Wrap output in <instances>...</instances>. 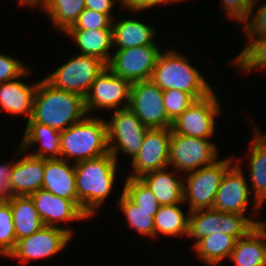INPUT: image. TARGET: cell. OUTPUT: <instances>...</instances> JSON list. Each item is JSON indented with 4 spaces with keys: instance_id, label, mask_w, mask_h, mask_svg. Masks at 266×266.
Segmentation results:
<instances>
[{
    "instance_id": "obj_1",
    "label": "cell",
    "mask_w": 266,
    "mask_h": 266,
    "mask_svg": "<svg viewBox=\"0 0 266 266\" xmlns=\"http://www.w3.org/2000/svg\"><path fill=\"white\" fill-rule=\"evenodd\" d=\"M118 164L110 152L74 163L78 206L90 219L113 193L118 177Z\"/></svg>"
},
{
    "instance_id": "obj_2",
    "label": "cell",
    "mask_w": 266,
    "mask_h": 266,
    "mask_svg": "<svg viewBox=\"0 0 266 266\" xmlns=\"http://www.w3.org/2000/svg\"><path fill=\"white\" fill-rule=\"evenodd\" d=\"M87 115L83 96L57 89L44 78L38 80L33 112L28 122H36L58 131L79 122Z\"/></svg>"
},
{
    "instance_id": "obj_3",
    "label": "cell",
    "mask_w": 266,
    "mask_h": 266,
    "mask_svg": "<svg viewBox=\"0 0 266 266\" xmlns=\"http://www.w3.org/2000/svg\"><path fill=\"white\" fill-rule=\"evenodd\" d=\"M182 53L173 49V46L171 50L161 51L150 80L163 91L182 90L196 100L208 96L214 89L208 83L207 77Z\"/></svg>"
},
{
    "instance_id": "obj_4",
    "label": "cell",
    "mask_w": 266,
    "mask_h": 266,
    "mask_svg": "<svg viewBox=\"0 0 266 266\" xmlns=\"http://www.w3.org/2000/svg\"><path fill=\"white\" fill-rule=\"evenodd\" d=\"M61 158L77 163L109 153L106 119L86 115L61 131Z\"/></svg>"
},
{
    "instance_id": "obj_5",
    "label": "cell",
    "mask_w": 266,
    "mask_h": 266,
    "mask_svg": "<svg viewBox=\"0 0 266 266\" xmlns=\"http://www.w3.org/2000/svg\"><path fill=\"white\" fill-rule=\"evenodd\" d=\"M235 164V157L217 160L212 165L183 174V203L188 211L211 209L225 173Z\"/></svg>"
},
{
    "instance_id": "obj_6",
    "label": "cell",
    "mask_w": 266,
    "mask_h": 266,
    "mask_svg": "<svg viewBox=\"0 0 266 266\" xmlns=\"http://www.w3.org/2000/svg\"><path fill=\"white\" fill-rule=\"evenodd\" d=\"M241 162V158L235 159V164L225 173L212 208L217 211L247 215V218L255 225L257 221L255 217L259 215L263 207L250 191ZM248 208H250L249 213L251 212L249 215L247 214Z\"/></svg>"
},
{
    "instance_id": "obj_7",
    "label": "cell",
    "mask_w": 266,
    "mask_h": 266,
    "mask_svg": "<svg viewBox=\"0 0 266 266\" xmlns=\"http://www.w3.org/2000/svg\"><path fill=\"white\" fill-rule=\"evenodd\" d=\"M106 66L97 57L77 53L43 78L57 89L77 93L85 98L92 83Z\"/></svg>"
},
{
    "instance_id": "obj_8",
    "label": "cell",
    "mask_w": 266,
    "mask_h": 266,
    "mask_svg": "<svg viewBox=\"0 0 266 266\" xmlns=\"http://www.w3.org/2000/svg\"><path fill=\"white\" fill-rule=\"evenodd\" d=\"M212 139L180 135L172 131L169 144V167L189 173L212 165L219 160L216 143Z\"/></svg>"
},
{
    "instance_id": "obj_9",
    "label": "cell",
    "mask_w": 266,
    "mask_h": 266,
    "mask_svg": "<svg viewBox=\"0 0 266 266\" xmlns=\"http://www.w3.org/2000/svg\"><path fill=\"white\" fill-rule=\"evenodd\" d=\"M255 225L247 216L211 209H200L189 212L187 238L194 240L192 247L202 238L216 233L235 237L245 236Z\"/></svg>"
},
{
    "instance_id": "obj_10",
    "label": "cell",
    "mask_w": 266,
    "mask_h": 266,
    "mask_svg": "<svg viewBox=\"0 0 266 266\" xmlns=\"http://www.w3.org/2000/svg\"><path fill=\"white\" fill-rule=\"evenodd\" d=\"M106 124L109 152L117 162L119 152L132 160L139 152L149 128L129 108L115 110Z\"/></svg>"
},
{
    "instance_id": "obj_11",
    "label": "cell",
    "mask_w": 266,
    "mask_h": 266,
    "mask_svg": "<svg viewBox=\"0 0 266 266\" xmlns=\"http://www.w3.org/2000/svg\"><path fill=\"white\" fill-rule=\"evenodd\" d=\"M215 92L214 90L208 96L194 101L172 123V131L180 135L212 139L216 134L217 118L223 111Z\"/></svg>"
},
{
    "instance_id": "obj_12",
    "label": "cell",
    "mask_w": 266,
    "mask_h": 266,
    "mask_svg": "<svg viewBox=\"0 0 266 266\" xmlns=\"http://www.w3.org/2000/svg\"><path fill=\"white\" fill-rule=\"evenodd\" d=\"M132 83L116 76L107 66L92 83L85 99L87 115L97 110H120L129 106ZM95 110V111H93ZM92 112V113H91Z\"/></svg>"
},
{
    "instance_id": "obj_13",
    "label": "cell",
    "mask_w": 266,
    "mask_h": 266,
    "mask_svg": "<svg viewBox=\"0 0 266 266\" xmlns=\"http://www.w3.org/2000/svg\"><path fill=\"white\" fill-rule=\"evenodd\" d=\"M73 237L65 230L57 227L43 226L29 237L17 240L9 258L17 259L19 264H27L35 260L51 259L68 247Z\"/></svg>"
},
{
    "instance_id": "obj_14",
    "label": "cell",
    "mask_w": 266,
    "mask_h": 266,
    "mask_svg": "<svg viewBox=\"0 0 266 266\" xmlns=\"http://www.w3.org/2000/svg\"><path fill=\"white\" fill-rule=\"evenodd\" d=\"M158 43L128 49H114L107 67L131 83L150 80L161 48Z\"/></svg>"
},
{
    "instance_id": "obj_15",
    "label": "cell",
    "mask_w": 266,
    "mask_h": 266,
    "mask_svg": "<svg viewBox=\"0 0 266 266\" xmlns=\"http://www.w3.org/2000/svg\"><path fill=\"white\" fill-rule=\"evenodd\" d=\"M128 108L149 129L172 127L163 104V90L151 80L132 83Z\"/></svg>"
},
{
    "instance_id": "obj_16",
    "label": "cell",
    "mask_w": 266,
    "mask_h": 266,
    "mask_svg": "<svg viewBox=\"0 0 266 266\" xmlns=\"http://www.w3.org/2000/svg\"><path fill=\"white\" fill-rule=\"evenodd\" d=\"M29 196L44 226L61 228L74 237V229L67 225L73 221L90 220L89 216L72 200L56 196L44 189H39ZM63 223L66 225L61 226Z\"/></svg>"
},
{
    "instance_id": "obj_17",
    "label": "cell",
    "mask_w": 266,
    "mask_h": 266,
    "mask_svg": "<svg viewBox=\"0 0 266 266\" xmlns=\"http://www.w3.org/2000/svg\"><path fill=\"white\" fill-rule=\"evenodd\" d=\"M171 128L148 129L137 155L130 161L126 177L139 178L143 174L169 166V144Z\"/></svg>"
},
{
    "instance_id": "obj_18",
    "label": "cell",
    "mask_w": 266,
    "mask_h": 266,
    "mask_svg": "<svg viewBox=\"0 0 266 266\" xmlns=\"http://www.w3.org/2000/svg\"><path fill=\"white\" fill-rule=\"evenodd\" d=\"M10 183L13 196L31 195L42 189L45 159L35 157L17 146ZM25 154V155H22ZM21 155V156H19ZM19 159H18V158Z\"/></svg>"
},
{
    "instance_id": "obj_19",
    "label": "cell",
    "mask_w": 266,
    "mask_h": 266,
    "mask_svg": "<svg viewBox=\"0 0 266 266\" xmlns=\"http://www.w3.org/2000/svg\"><path fill=\"white\" fill-rule=\"evenodd\" d=\"M32 72L29 68L18 78L0 84V111L11 115H24L27 122L33 112V100L38 81L25 83L24 80ZM24 78V79H23Z\"/></svg>"
},
{
    "instance_id": "obj_20",
    "label": "cell",
    "mask_w": 266,
    "mask_h": 266,
    "mask_svg": "<svg viewBox=\"0 0 266 266\" xmlns=\"http://www.w3.org/2000/svg\"><path fill=\"white\" fill-rule=\"evenodd\" d=\"M252 129L250 151H247L250 152L247 154L250 169L247 178L253 197L263 207L266 203V133L263 134L257 124Z\"/></svg>"
},
{
    "instance_id": "obj_21",
    "label": "cell",
    "mask_w": 266,
    "mask_h": 266,
    "mask_svg": "<svg viewBox=\"0 0 266 266\" xmlns=\"http://www.w3.org/2000/svg\"><path fill=\"white\" fill-rule=\"evenodd\" d=\"M42 189L78 205L74 163L62 158L45 159Z\"/></svg>"
},
{
    "instance_id": "obj_22",
    "label": "cell",
    "mask_w": 266,
    "mask_h": 266,
    "mask_svg": "<svg viewBox=\"0 0 266 266\" xmlns=\"http://www.w3.org/2000/svg\"><path fill=\"white\" fill-rule=\"evenodd\" d=\"M60 141V131L40 123L26 122L19 146L32 156L42 159H58L61 158ZM35 144H39L38 148L29 152V148Z\"/></svg>"
},
{
    "instance_id": "obj_23",
    "label": "cell",
    "mask_w": 266,
    "mask_h": 266,
    "mask_svg": "<svg viewBox=\"0 0 266 266\" xmlns=\"http://www.w3.org/2000/svg\"><path fill=\"white\" fill-rule=\"evenodd\" d=\"M178 173L168 166L145 173L139 178L152 191L161 206L174 205L183 203V178Z\"/></svg>"
},
{
    "instance_id": "obj_24",
    "label": "cell",
    "mask_w": 266,
    "mask_h": 266,
    "mask_svg": "<svg viewBox=\"0 0 266 266\" xmlns=\"http://www.w3.org/2000/svg\"><path fill=\"white\" fill-rule=\"evenodd\" d=\"M156 35L155 27L144 21L129 17L117 20V16L112 20L113 49L153 45L156 43Z\"/></svg>"
},
{
    "instance_id": "obj_25",
    "label": "cell",
    "mask_w": 266,
    "mask_h": 266,
    "mask_svg": "<svg viewBox=\"0 0 266 266\" xmlns=\"http://www.w3.org/2000/svg\"><path fill=\"white\" fill-rule=\"evenodd\" d=\"M64 35L70 37L80 54L94 56L108 64L113 48L112 29L67 30Z\"/></svg>"
},
{
    "instance_id": "obj_26",
    "label": "cell",
    "mask_w": 266,
    "mask_h": 266,
    "mask_svg": "<svg viewBox=\"0 0 266 266\" xmlns=\"http://www.w3.org/2000/svg\"><path fill=\"white\" fill-rule=\"evenodd\" d=\"M229 259L234 266H266V242L256 227L236 241Z\"/></svg>"
},
{
    "instance_id": "obj_27",
    "label": "cell",
    "mask_w": 266,
    "mask_h": 266,
    "mask_svg": "<svg viewBox=\"0 0 266 266\" xmlns=\"http://www.w3.org/2000/svg\"><path fill=\"white\" fill-rule=\"evenodd\" d=\"M7 202L12 211L16 241L29 237L44 226L30 196H12Z\"/></svg>"
},
{
    "instance_id": "obj_28",
    "label": "cell",
    "mask_w": 266,
    "mask_h": 266,
    "mask_svg": "<svg viewBox=\"0 0 266 266\" xmlns=\"http://www.w3.org/2000/svg\"><path fill=\"white\" fill-rule=\"evenodd\" d=\"M184 203L160 206L154 215V238L188 236L189 211H183Z\"/></svg>"
},
{
    "instance_id": "obj_29",
    "label": "cell",
    "mask_w": 266,
    "mask_h": 266,
    "mask_svg": "<svg viewBox=\"0 0 266 266\" xmlns=\"http://www.w3.org/2000/svg\"><path fill=\"white\" fill-rule=\"evenodd\" d=\"M236 241L233 236L216 233L200 239L191 249L204 264L219 266L223 260L229 259Z\"/></svg>"
},
{
    "instance_id": "obj_30",
    "label": "cell",
    "mask_w": 266,
    "mask_h": 266,
    "mask_svg": "<svg viewBox=\"0 0 266 266\" xmlns=\"http://www.w3.org/2000/svg\"><path fill=\"white\" fill-rule=\"evenodd\" d=\"M84 9L85 0H47L42 12L49 17L58 33H65Z\"/></svg>"
},
{
    "instance_id": "obj_31",
    "label": "cell",
    "mask_w": 266,
    "mask_h": 266,
    "mask_svg": "<svg viewBox=\"0 0 266 266\" xmlns=\"http://www.w3.org/2000/svg\"><path fill=\"white\" fill-rule=\"evenodd\" d=\"M117 209L121 210L126 219V225L144 238H154V215L158 210L139 208L123 192L117 200Z\"/></svg>"
},
{
    "instance_id": "obj_32",
    "label": "cell",
    "mask_w": 266,
    "mask_h": 266,
    "mask_svg": "<svg viewBox=\"0 0 266 266\" xmlns=\"http://www.w3.org/2000/svg\"><path fill=\"white\" fill-rule=\"evenodd\" d=\"M247 44L241 52L233 58L231 65L242 73L266 69V35L262 37H245ZM260 68V69H259Z\"/></svg>"
},
{
    "instance_id": "obj_33",
    "label": "cell",
    "mask_w": 266,
    "mask_h": 266,
    "mask_svg": "<svg viewBox=\"0 0 266 266\" xmlns=\"http://www.w3.org/2000/svg\"><path fill=\"white\" fill-rule=\"evenodd\" d=\"M122 192L139 208L145 210H159L160 204L152 191L140 178L126 177Z\"/></svg>"
},
{
    "instance_id": "obj_34",
    "label": "cell",
    "mask_w": 266,
    "mask_h": 266,
    "mask_svg": "<svg viewBox=\"0 0 266 266\" xmlns=\"http://www.w3.org/2000/svg\"><path fill=\"white\" fill-rule=\"evenodd\" d=\"M16 243L10 204L0 201V257H8Z\"/></svg>"
},
{
    "instance_id": "obj_35",
    "label": "cell",
    "mask_w": 266,
    "mask_h": 266,
    "mask_svg": "<svg viewBox=\"0 0 266 266\" xmlns=\"http://www.w3.org/2000/svg\"><path fill=\"white\" fill-rule=\"evenodd\" d=\"M196 99L182 90L170 89L163 91V104L168 118L174 122Z\"/></svg>"
},
{
    "instance_id": "obj_36",
    "label": "cell",
    "mask_w": 266,
    "mask_h": 266,
    "mask_svg": "<svg viewBox=\"0 0 266 266\" xmlns=\"http://www.w3.org/2000/svg\"><path fill=\"white\" fill-rule=\"evenodd\" d=\"M260 0H252L250 13L246 22L241 25L245 37H262L266 35V0L257 3ZM259 7H258V6ZM257 6V10H255Z\"/></svg>"
},
{
    "instance_id": "obj_37",
    "label": "cell",
    "mask_w": 266,
    "mask_h": 266,
    "mask_svg": "<svg viewBox=\"0 0 266 266\" xmlns=\"http://www.w3.org/2000/svg\"><path fill=\"white\" fill-rule=\"evenodd\" d=\"M112 29V19L107 14L85 8L68 30Z\"/></svg>"
},
{
    "instance_id": "obj_38",
    "label": "cell",
    "mask_w": 266,
    "mask_h": 266,
    "mask_svg": "<svg viewBox=\"0 0 266 266\" xmlns=\"http://www.w3.org/2000/svg\"><path fill=\"white\" fill-rule=\"evenodd\" d=\"M28 68L26 62L0 51V84L20 77Z\"/></svg>"
},
{
    "instance_id": "obj_39",
    "label": "cell",
    "mask_w": 266,
    "mask_h": 266,
    "mask_svg": "<svg viewBox=\"0 0 266 266\" xmlns=\"http://www.w3.org/2000/svg\"><path fill=\"white\" fill-rule=\"evenodd\" d=\"M222 8L225 9V18L237 21L243 25L250 13L252 0H221Z\"/></svg>"
},
{
    "instance_id": "obj_40",
    "label": "cell",
    "mask_w": 266,
    "mask_h": 266,
    "mask_svg": "<svg viewBox=\"0 0 266 266\" xmlns=\"http://www.w3.org/2000/svg\"><path fill=\"white\" fill-rule=\"evenodd\" d=\"M182 2L181 0H120V8L130 10V13H142L152 7Z\"/></svg>"
},
{
    "instance_id": "obj_41",
    "label": "cell",
    "mask_w": 266,
    "mask_h": 266,
    "mask_svg": "<svg viewBox=\"0 0 266 266\" xmlns=\"http://www.w3.org/2000/svg\"><path fill=\"white\" fill-rule=\"evenodd\" d=\"M10 161L0 164V201H8L13 195L10 191L9 180L13 171L15 156Z\"/></svg>"
},
{
    "instance_id": "obj_42",
    "label": "cell",
    "mask_w": 266,
    "mask_h": 266,
    "mask_svg": "<svg viewBox=\"0 0 266 266\" xmlns=\"http://www.w3.org/2000/svg\"><path fill=\"white\" fill-rule=\"evenodd\" d=\"M116 2L119 3L120 0H85V8L107 14L113 20L116 17L112 12Z\"/></svg>"
},
{
    "instance_id": "obj_43",
    "label": "cell",
    "mask_w": 266,
    "mask_h": 266,
    "mask_svg": "<svg viewBox=\"0 0 266 266\" xmlns=\"http://www.w3.org/2000/svg\"><path fill=\"white\" fill-rule=\"evenodd\" d=\"M18 4L29 7H39L40 11H42L47 3V0H17Z\"/></svg>"
},
{
    "instance_id": "obj_44",
    "label": "cell",
    "mask_w": 266,
    "mask_h": 266,
    "mask_svg": "<svg viewBox=\"0 0 266 266\" xmlns=\"http://www.w3.org/2000/svg\"><path fill=\"white\" fill-rule=\"evenodd\" d=\"M255 227L259 230V232L262 234V236L264 237L265 239V242H266V222L264 220L260 221L257 220L255 222Z\"/></svg>"
}]
</instances>
